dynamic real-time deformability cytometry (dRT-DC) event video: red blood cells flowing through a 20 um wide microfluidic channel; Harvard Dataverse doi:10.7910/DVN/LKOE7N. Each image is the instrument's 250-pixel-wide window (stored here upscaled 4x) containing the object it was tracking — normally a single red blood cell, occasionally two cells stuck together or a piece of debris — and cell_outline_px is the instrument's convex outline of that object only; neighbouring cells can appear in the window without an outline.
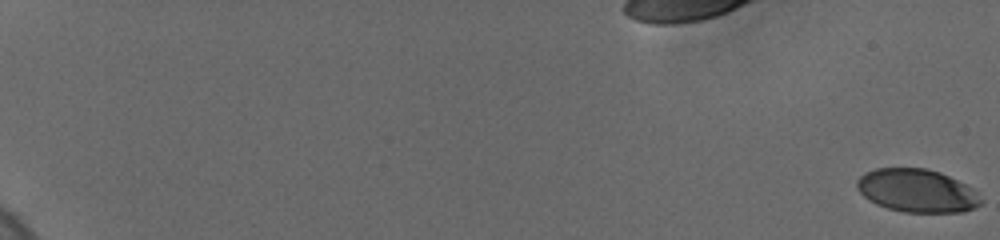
{"species": "human", "species_latin": "Homo sapiens", "temperature_condition": "cold", "stored_images_in_passage": 13, "camera_frame_rate_fps": 3000, "um_per_image_px": 0.085, "donor": {"sex": "female"}, "frame": {"image": 1, "passage_image": 1, "time_ms": 0.0, "image_size_px": [1000, 240], "cell_outline_px": [[984, 200], [980, 204], [964, 212], [904, 212], [888, 208], [876, 204], [868, 200], [856, 188], [856, 180], [864, 172], [876, 168], [924, 168], [940, 172], [972, 188]], "centroid_in_image_um": [77.91, 16.21], "position_along_channel_um": 7.1, "area_um2": 31.15}}
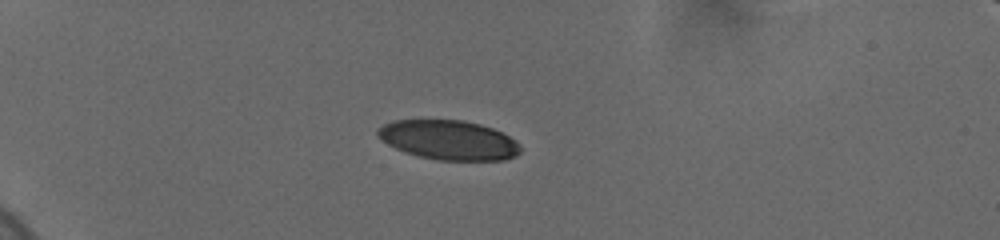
{"frame": {"image": 2, "passage_image": 10, "time_ms": 6.333, "image_size_px": [1000, 240], "cell_outline_px": [[520, 152], [516, 156], [504, 160], [436, 160], [404, 152], [388, 144], [376, 136], [376, 132], [384, 124], [392, 120], [464, 120], [480, 124], [492, 128], [516, 140], [520, 144]], "centroid_in_image_um": [38.14, 11.9], "position_along_channel_um": 46.9, "area_um2": 32.83}}
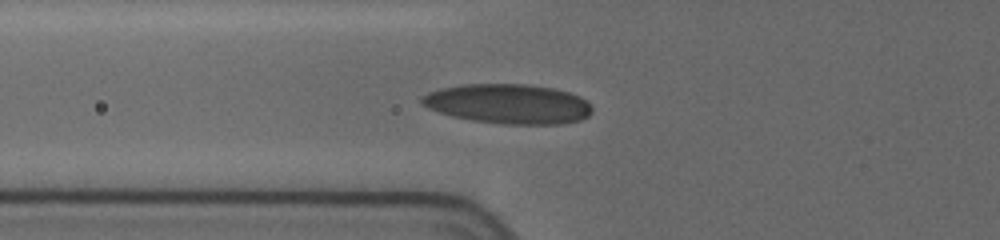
{"frame": {"image": 3, "passage_image": 13, "time_ms": 8.667, "image_size_px": [1000, 240], "cell_outline_px": [[592, 112], [588, 116], [580, 120], [564, 124], [504, 124], [472, 120], [452, 116], [428, 108], [420, 104], [420, 96], [428, 92], [440, 88], [464, 84], [524, 84], [552, 88], [568, 92], [580, 96], [592, 108]], "centroid_in_image_um": [43.17, 8.83], "position_along_channel_um": 82.6, "area_um2": 39.42}}